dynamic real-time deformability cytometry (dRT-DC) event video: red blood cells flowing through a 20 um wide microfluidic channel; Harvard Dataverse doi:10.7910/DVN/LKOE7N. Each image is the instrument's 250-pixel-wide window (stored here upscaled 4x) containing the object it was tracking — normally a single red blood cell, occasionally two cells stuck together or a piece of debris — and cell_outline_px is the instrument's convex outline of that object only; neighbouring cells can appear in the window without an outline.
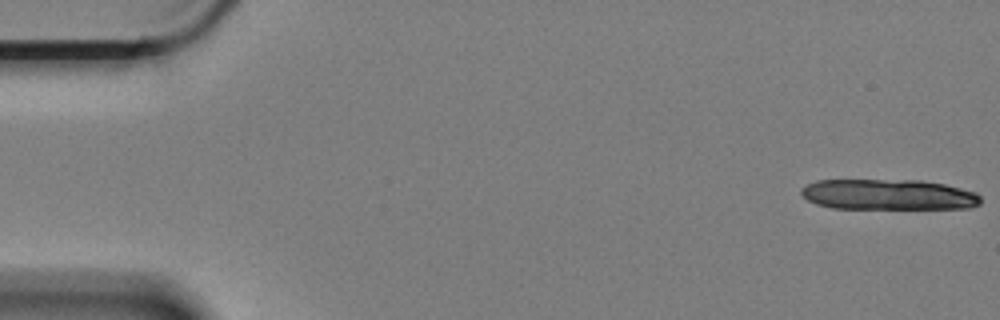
{"species": "Egyptian fruit bat (a non-hibernating species)", "species_latin": "Rousettus aegyptiacus", "temperature_condition": "cold", "stored_images_in_passage": 15, "camera_frame_rate_fps": 3000, "um_per_image_px": 0.085, "animal": {"sex": "female"}, "frame": {"image": 1, "passage_image": 1, "time_ms": 0.0, "image_size_px": [1000, 320], "cell_outline_px": [[980, 204], [972, 208], [832, 208], [816, 204], [808, 200], [800, 192], [800, 188], [816, 180], [924, 180], [944, 184], [976, 192], [980, 196]], "centroid_in_image_um": [75.51, 16.53], "position_along_channel_um": 9.5, "area_um2": 32.02}}